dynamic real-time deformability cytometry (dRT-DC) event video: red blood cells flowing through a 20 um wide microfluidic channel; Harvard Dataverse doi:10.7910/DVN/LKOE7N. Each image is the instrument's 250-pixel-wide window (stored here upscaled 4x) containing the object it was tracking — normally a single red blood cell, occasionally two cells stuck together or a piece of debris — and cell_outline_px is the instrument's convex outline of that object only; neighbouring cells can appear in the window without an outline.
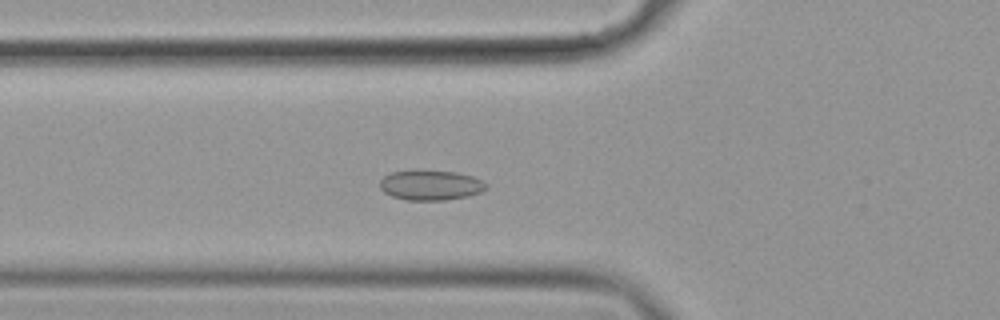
{"species": "common noctule bat (a hibernating species)", "species_latin": "Nyctalus noctula", "temperature_condition": "cold", "stored_images_in_passage": 56, "segment_of_instrument_passage": [1, 2], "camera_frame_rate_fps": 3000, "um_per_image_px": 0.085, "animal": {"sex": "female", "body_mass_g": 19.9}, "frame": {"image": 1, "passage_image": 19, "time_ms": 6.0, "image_size_px": [1000, 320], "cell_outline_px": [[488, 188], [484, 192], [468, 196], [444, 200], [408, 200], [392, 196], [384, 192], [380, 188], [380, 180], [384, 176], [392, 172], [412, 168], [456, 172], [472, 176], [484, 180], [488, 184]], "centroid_in_image_um": [36.63, 15.71], "position_along_channel_um": 89.2, "area_um2": 19.25}}
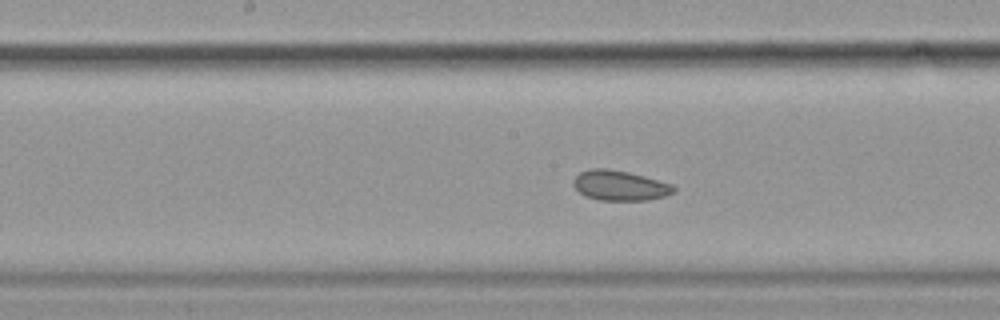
{"frame": {"image": 2, "passage_image": 28, "time_ms": 9.0, "image_size_px": [1000, 320], "cell_outline_px": [[676, 192], [664, 196], [648, 200], [600, 200], [584, 196], [572, 184], [572, 180], [580, 172], [588, 168], [608, 168], [628, 172], [644, 176], [672, 184], [676, 188]], "centroid_in_image_um": [52.67, 15.76], "position_along_channel_um": 195.5, "area_um2": 17.69}}
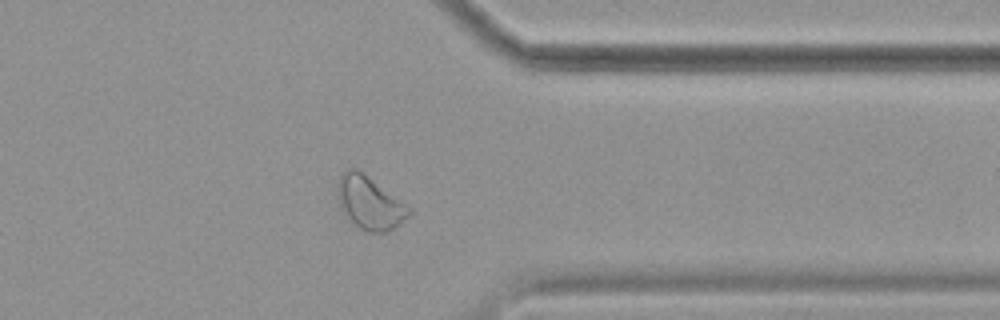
{"frame": {"image": 3, "passage_image": 44, "time_ms": 14.333, "image_size_px": [1000, 320], "cell_outline_px": [[412, 212], [400, 224], [384, 232], [368, 232], [360, 228], [348, 220], [340, 208], [336, 196], [336, 184], [340, 176], [348, 168], [356, 168], [412, 208]], "centroid_in_image_um": [31.38, 17.24], "position_along_channel_um": 380.0, "area_um2": 22.08}}